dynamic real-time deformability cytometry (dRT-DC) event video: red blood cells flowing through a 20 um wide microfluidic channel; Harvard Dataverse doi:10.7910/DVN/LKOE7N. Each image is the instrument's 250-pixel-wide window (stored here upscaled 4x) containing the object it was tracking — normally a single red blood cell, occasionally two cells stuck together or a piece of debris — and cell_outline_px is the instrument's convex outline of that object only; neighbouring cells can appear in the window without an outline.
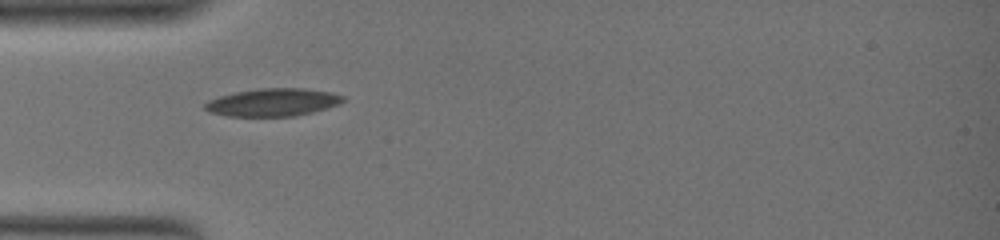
{"species": "common noctule bat (a hibernating species)", "species_latin": "Nyctalus noctula", "temperature_condition": "warm", "stored_images_in_passage": 37, "camera_frame_rate_fps": 3000, "um_per_image_px": 0.085, "animal": {"sex": "female", "body_mass_g": 19.0, "forearm_length_mm": 51.5}, "frame": {"image": 1, "passage_image": 1, "time_ms": 0.0, "image_size_px": [1000, 240], "cell_outline_px": [[348, 100], [340, 104], [312, 112], [296, 116], [224, 116], [208, 112], [204, 108], [204, 104], [208, 100], [220, 96], [236, 92], [260, 88], [304, 88], [332, 92], [344, 96]], "centroid_in_image_um": [23.22, 8.7], "position_along_channel_um": 61.8, "area_um2": 22.54}}
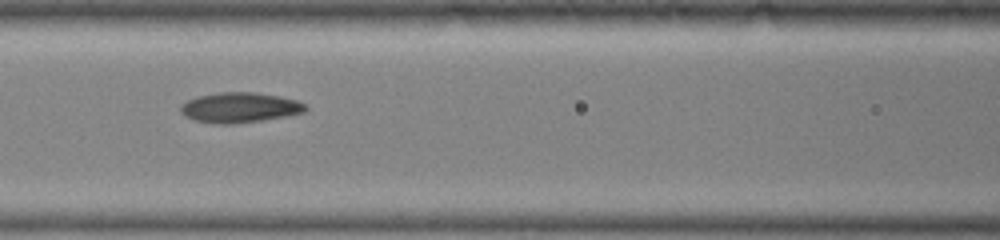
{"frame": {"image": 2, "passage_image": 24, "time_ms": 3.0, "image_size_px": [1000, 240], "cell_outline_px": [[308, 108], [304, 112], [288, 116], [232, 124], [216, 124], [192, 120], [184, 116], [180, 112], [180, 104], [196, 96], [220, 92], [252, 92], [280, 96], [296, 100], [304, 104]], "centroid_in_image_um": [20.33, 9.14], "position_along_channel_um": 146.3, "area_um2": 22.08}}
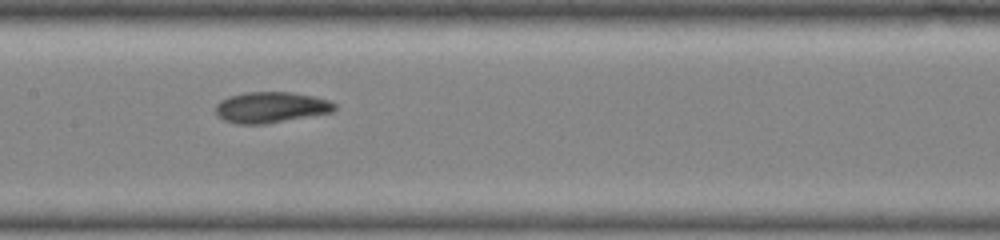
{"frame": {"image": 3, "passage_image": 36, "time_ms": 4.333, "image_size_px": [1000, 240], "cell_outline_px": [[336, 108], [332, 112], [264, 124], [236, 124], [224, 120], [216, 116], [216, 104], [220, 100], [228, 96], [244, 92], [292, 92], [312, 96], [328, 100], [336, 104]], "centroid_in_image_um": [22.98, 9.12], "position_along_channel_um": 184.4, "area_um2": 21.44}}